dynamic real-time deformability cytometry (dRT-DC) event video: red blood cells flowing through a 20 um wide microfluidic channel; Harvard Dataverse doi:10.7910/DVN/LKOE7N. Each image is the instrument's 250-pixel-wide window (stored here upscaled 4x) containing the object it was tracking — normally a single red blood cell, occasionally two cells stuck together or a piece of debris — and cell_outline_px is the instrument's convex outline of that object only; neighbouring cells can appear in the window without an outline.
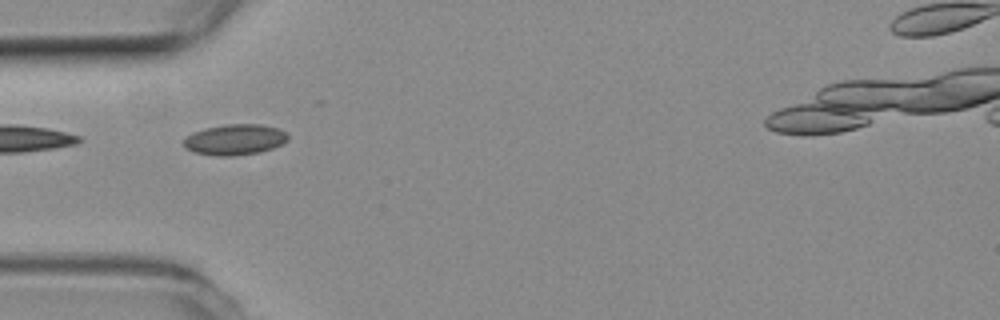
{"species": "common noctule bat (a hibernating species)", "species_latin": "Nyctalus noctula", "temperature_condition": "room temperature", "stored_images_in_passage": 2, "camera_frame_rate_fps": 3000, "um_per_image_px": 0.085, "animal": {"sex": "female", "body_mass_g": 19.3, "forearm_length_mm": 54.1}, "frame": {"image": 1, "passage_image": 1, "time_ms": 0.0, "image_size_px": [1000, 320], "cell_outline_px": [[288, 140], [272, 148], [260, 152], [232, 156], [216, 156], [196, 152], [188, 148], [184, 144], [184, 140], [188, 136], [204, 128], [224, 124], [260, 124], [276, 128], [284, 132], [288, 136]], "centroid_in_image_um": [19.98, 11.86], "position_along_channel_um": 65.0, "area_um2": 18.32}}
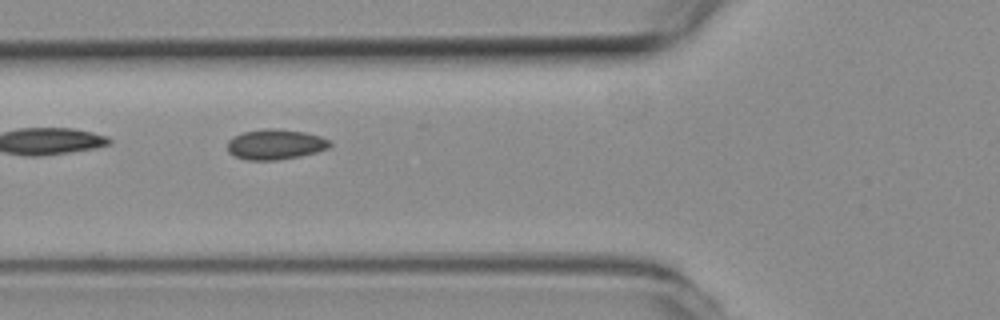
{"frame": {"image": 2, "passage_image": 2, "time_ms": 0.333, "image_size_px": [1000, 320], "cell_outline_px": [[332, 144], [328, 148], [316, 152], [300, 156], [276, 160], [248, 160], [236, 156], [228, 152], [228, 140], [232, 136], [244, 132], [264, 128], [276, 128], [308, 132], [320, 136], [328, 140]], "centroid_in_image_um": [23.41, 12.26], "position_along_channel_um": 102.4, "area_um2": 18.15}}